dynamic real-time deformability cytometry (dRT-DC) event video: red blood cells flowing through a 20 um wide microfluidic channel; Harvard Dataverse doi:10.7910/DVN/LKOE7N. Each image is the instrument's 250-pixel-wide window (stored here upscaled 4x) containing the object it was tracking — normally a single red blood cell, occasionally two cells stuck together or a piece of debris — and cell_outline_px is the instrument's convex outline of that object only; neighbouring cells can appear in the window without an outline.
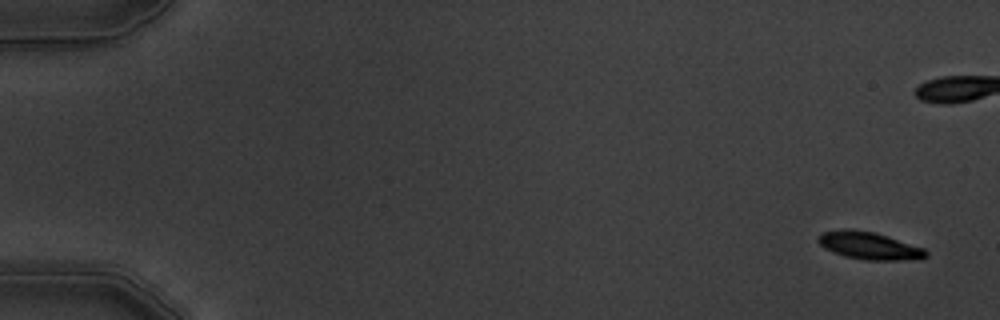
{"species": "common noctule bat (a hibernating species)", "species_latin": "Nyctalus noctula", "temperature_condition": "warm", "stored_images_in_passage": 9, "camera_frame_rate_fps": 3000, "um_per_image_px": 0.085, "animal": {"sex": "male", "body_mass_g": 19.5, "forearm_length_mm": 54.6}, "frame": {"image": 1, "passage_image": 1, "time_ms": 0.0, "image_size_px": [1000, 320], "cell_outline_px": [[928, 256], [920, 260], [864, 260], [844, 256], [824, 248], [816, 240], [816, 236], [824, 232], [844, 228], [852, 228], [876, 232], [924, 248], [928, 252]], "centroid_in_image_um": [73.89, 20.88], "position_along_channel_um": 11.1, "area_um2": 17.63}}